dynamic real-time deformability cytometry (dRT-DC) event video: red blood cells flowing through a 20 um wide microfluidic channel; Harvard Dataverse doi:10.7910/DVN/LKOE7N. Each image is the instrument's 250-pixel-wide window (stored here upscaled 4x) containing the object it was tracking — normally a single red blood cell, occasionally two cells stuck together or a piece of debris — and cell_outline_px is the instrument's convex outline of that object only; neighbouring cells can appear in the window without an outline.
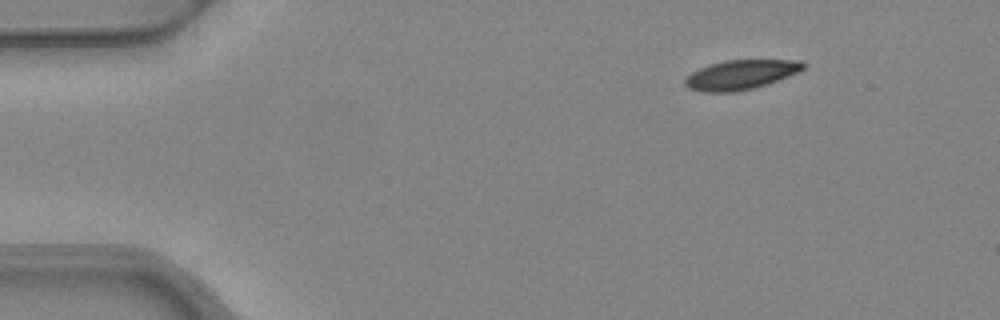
{"species": "common noctule bat (a hibernating species)", "species_latin": "Nyctalus noctula", "temperature_condition": "warm", "stored_images_in_passage": 6, "camera_frame_rate_fps": 3000, "um_per_image_px": 0.085, "animal": {"sex": "female", "body_mass_g": 24.6, "forearm_length_mm": 56.2}, "frame": {"image": 1, "passage_image": 1, "time_ms": 0.0, "image_size_px": [1000, 320], "cell_outline_px": [[808, 64], [800, 72], [768, 84], [756, 88], [736, 92], [704, 92], [688, 88], [684, 84], [684, 80], [692, 72], [700, 68], [724, 60], [804, 60]], "centroid_in_image_um": [63.03, 6.35], "position_along_channel_um": 22.0, "area_um2": 20.58}}
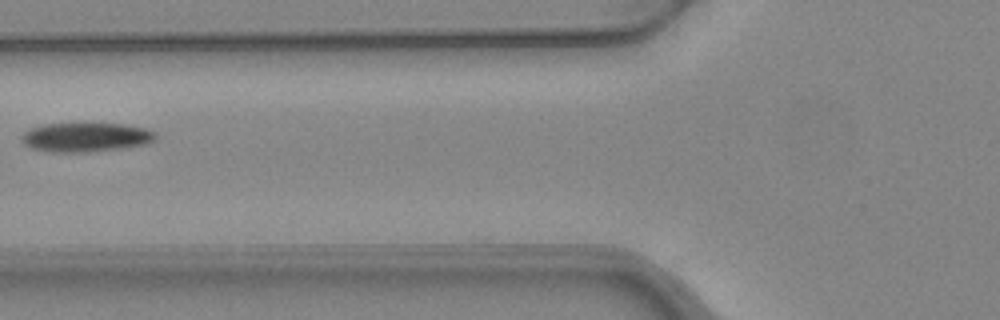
{"frame": {"image": 2, "passage_image": 5, "time_ms": 1.333, "image_size_px": [1000, 320], "cell_outline_px": [[156, 140], [148, 144], [120, 148], [88, 152], [52, 152], [32, 148], [24, 144], [20, 140], [20, 136], [24, 132], [32, 128], [44, 124], [124, 124], [144, 128], [156, 132]], "centroid_in_image_um": [7.3, 11.67], "position_along_channel_um": 118.5, "area_um2": 22.72}}
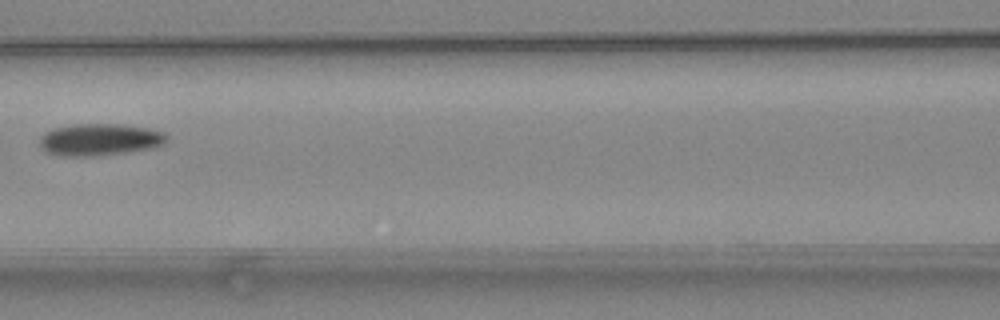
{"frame": {"image": 3, "passage_image": 6, "time_ms": 1.667, "image_size_px": [1000, 320], "cell_outline_px": [[168, 140], [164, 144], [156, 148], [92, 156], [68, 156], [48, 152], [40, 148], [40, 136], [44, 132], [52, 128], [72, 124], [124, 124], [148, 128], [164, 132], [168, 136]], "centroid_in_image_um": [8.5, 11.85], "position_along_channel_um": 158.1, "area_um2": 23.87}}